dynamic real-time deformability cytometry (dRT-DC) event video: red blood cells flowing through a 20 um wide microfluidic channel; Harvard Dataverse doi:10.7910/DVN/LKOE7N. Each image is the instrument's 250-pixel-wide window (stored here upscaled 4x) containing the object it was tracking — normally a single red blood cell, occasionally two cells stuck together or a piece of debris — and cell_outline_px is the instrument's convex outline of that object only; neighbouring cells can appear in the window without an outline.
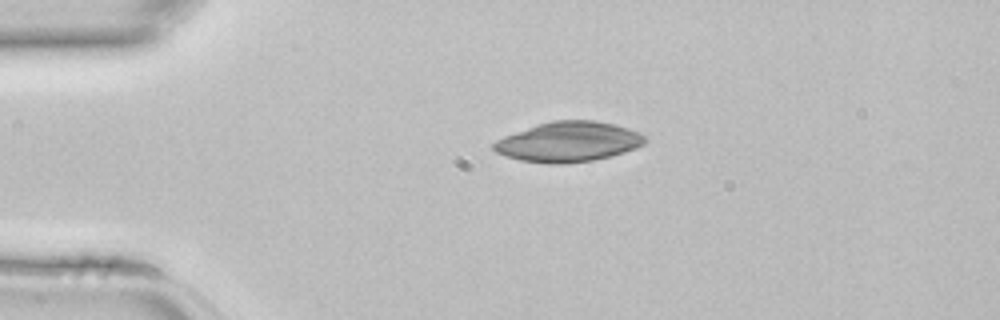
{"species": "common noctule bat (a hibernating species)", "species_latin": "Nyctalus noctula", "temperature_condition": "room temperature", "stored_images_in_passage": 35, "camera_frame_rate_fps": 3000, "um_per_image_px": 0.085, "animal": {"sex": "female", "body_mass_g": 22.7, "forearm_length_mm": 54.2}, "frame": {"image": 1, "passage_image": 1, "time_ms": 0.0, "image_size_px": [1000, 320], "cell_outline_px": [[644, 144], [636, 148], [612, 156], [592, 160], [564, 164], [548, 164], [520, 160], [504, 156], [496, 152], [492, 148], [492, 144], [496, 140], [504, 136], [552, 120], [596, 120], [628, 128], [640, 132], [644, 136]], "centroid_in_image_um": [48.31, 12.06], "position_along_channel_um": 36.7, "area_um2": 35.2}}
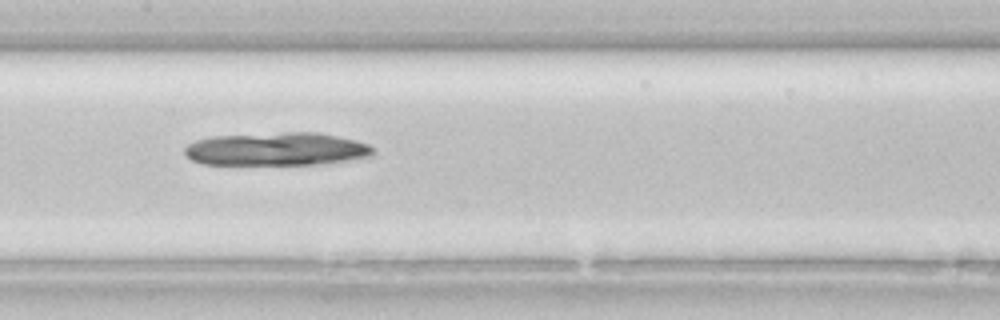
{"frame": {"image": 2, "passage_image": 13, "time_ms": 4.0, "image_size_px": [1000, 320], "cell_outline_px": [[376, 152], [372, 156], [324, 164], [200, 164], [192, 160], [184, 152], [184, 148], [188, 144], [196, 140], [212, 136], [288, 132], [320, 132], [356, 140], [368, 144]], "centroid_in_image_um": [23.53, 12.67], "position_along_channel_um": 183.9, "area_um2": 36.53}}
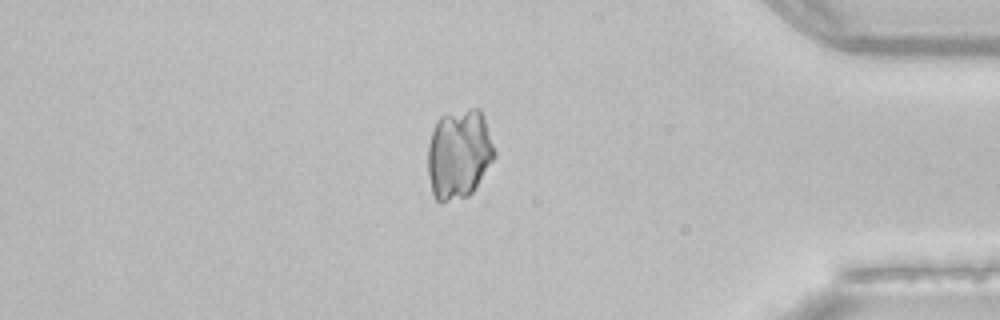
{"frame": {"image": 3, "passage_image": 29, "time_ms": 9.333, "image_size_px": [1000, 320], "cell_outline_px": [[496, 156], [476, 188], [468, 196], [440, 204], [432, 196], [428, 176], [428, 144], [432, 128], [436, 120], [440, 116], [468, 108], [480, 108], [484, 116], [496, 152]], "centroid_in_image_um": [39.0, 13.11], "position_along_channel_um": 396.2, "area_um2": 35.55}}